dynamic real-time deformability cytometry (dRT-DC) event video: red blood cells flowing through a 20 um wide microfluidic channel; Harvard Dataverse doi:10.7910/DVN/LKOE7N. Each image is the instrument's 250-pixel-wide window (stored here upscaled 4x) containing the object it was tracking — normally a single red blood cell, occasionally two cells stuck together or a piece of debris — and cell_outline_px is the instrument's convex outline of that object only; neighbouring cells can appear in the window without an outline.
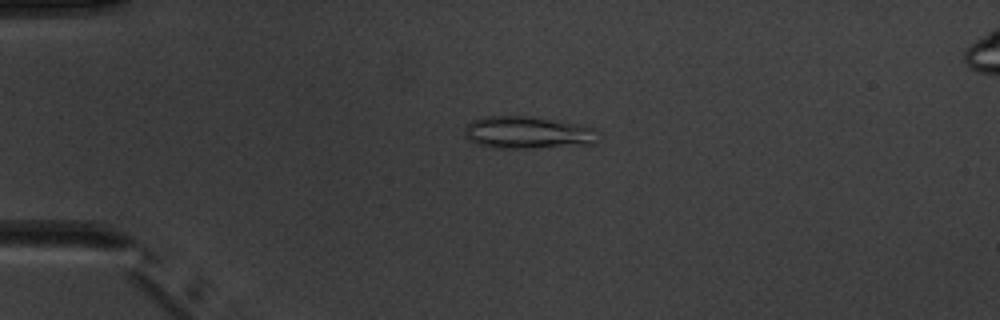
{"species": "common noctule bat (a hibernating species)", "species_latin": "Nyctalus noctula", "temperature_condition": "warm", "stored_images_in_passage": 3, "camera_frame_rate_fps": 3000, "um_per_image_px": 0.085, "animal": {"sex": "male", "body_mass_g": 20.1, "forearm_length_mm": 53.5}, "frame": {"image": 1, "passage_image": 1, "time_ms": 0.0, "image_size_px": [1000, 320], "cell_outline_px": [[596, 144], [532, 148], [492, 148], [476, 144], [468, 140], [464, 136], [464, 128], [472, 120], [484, 116], [532, 116], [580, 124], [596, 128]], "centroid_in_image_um": [44.82, 11.27], "position_along_channel_um": 40.2, "area_um2": 25.55}}
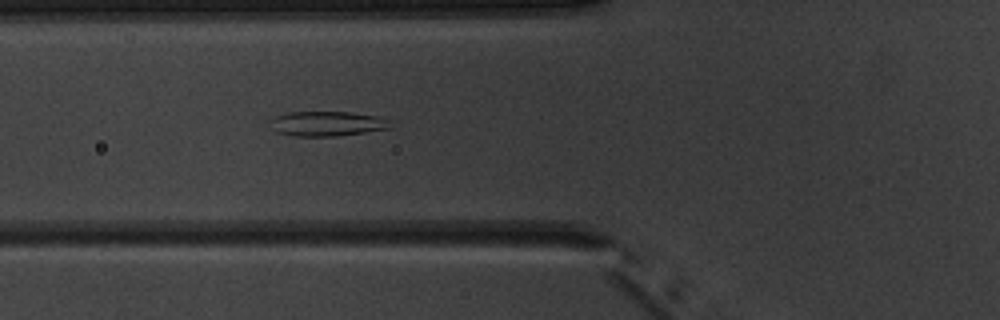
{"frame": {"image": 2, "passage_image": 3, "time_ms": 2.333, "image_size_px": [1000, 320], "cell_outline_px": [[392, 128], [336, 136], [292, 136], [276, 132], [272, 128], [268, 120], [276, 116], [288, 112], [352, 112], [376, 116], [384, 120]], "centroid_in_image_um": [27.7, 10.51], "position_along_channel_um": 98.1, "area_um2": 17.22}}